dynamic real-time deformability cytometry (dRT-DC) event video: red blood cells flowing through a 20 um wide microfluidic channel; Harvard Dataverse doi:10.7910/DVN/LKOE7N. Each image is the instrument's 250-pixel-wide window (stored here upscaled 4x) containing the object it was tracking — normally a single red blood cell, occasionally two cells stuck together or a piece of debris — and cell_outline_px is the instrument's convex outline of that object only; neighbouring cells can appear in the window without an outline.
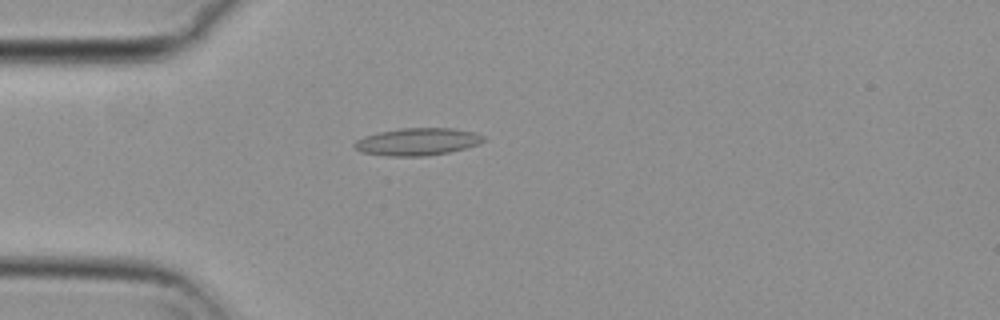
{"species": "common noctule bat (a hibernating species)", "species_latin": "Nyctalus noctula", "temperature_condition": "cold", "stored_images_in_passage": 42, "camera_frame_rate_fps": 3000, "um_per_image_px": 0.085, "animal": {"sex": "female", "body_mass_g": 29.2, "forearm_length_mm": 56.3}, "frame": {"image": 1, "passage_image": 2, "time_ms": 0.333, "image_size_px": [1000, 320], "cell_outline_px": [[484, 140], [480, 144], [448, 152], [424, 156], [388, 156], [360, 152], [352, 144], [356, 140], [364, 136], [376, 132], [400, 128], [452, 128], [476, 132], [484, 136]], "centroid_in_image_um": [35.46, 12.04], "position_along_channel_um": 49.5, "area_um2": 20.69}}
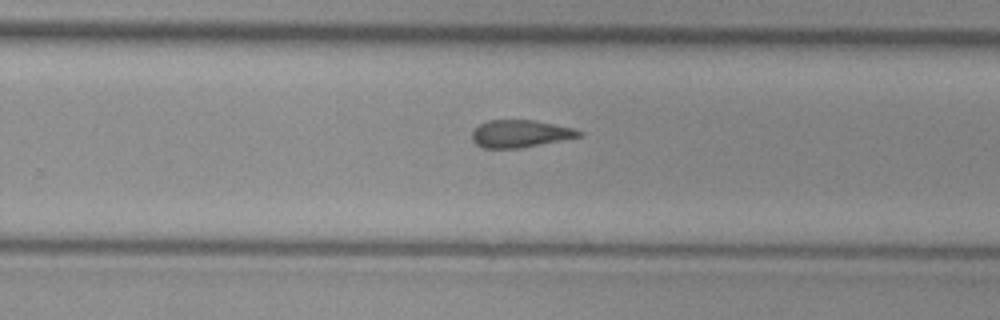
{"frame": {"image": 2, "passage_image": 22, "time_ms": 7.0, "image_size_px": [1000, 320], "cell_outline_px": [[584, 136], [520, 148], [484, 148], [476, 144], [472, 140], [472, 132], [480, 124], [488, 120], [536, 120], [576, 128], [584, 132]], "centroid_in_image_um": [44.28, 11.36], "position_along_channel_um": 285.5, "area_um2": 17.28}}
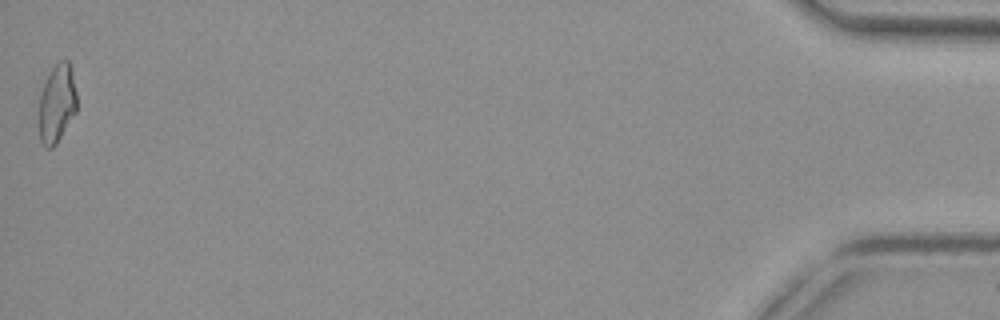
{"frame": {"image": 3, "passage_image": 42, "time_ms": 13.667, "image_size_px": [1000, 320], "cell_outline_px": [[76, 112], [56, 144], [52, 148], [48, 148], [40, 140], [40, 92], [44, 80], [52, 68], [60, 60], [68, 60], [72, 72], [76, 92]], "centroid_in_image_um": [4.84, 8.77], "position_along_channel_um": 430.4, "area_um2": 17.11}, "authors_computed_cell_mechanics": {"area_um2": 17.8602, "velocity_mm_per_s": 3.7243, "shape_relaxation_time_tau1_ms": null, "shape_relaxation_time_tau2_ms": 5.5617, "deformation_change_tau1": null, "deformation_change_tau2": 0.1554}}